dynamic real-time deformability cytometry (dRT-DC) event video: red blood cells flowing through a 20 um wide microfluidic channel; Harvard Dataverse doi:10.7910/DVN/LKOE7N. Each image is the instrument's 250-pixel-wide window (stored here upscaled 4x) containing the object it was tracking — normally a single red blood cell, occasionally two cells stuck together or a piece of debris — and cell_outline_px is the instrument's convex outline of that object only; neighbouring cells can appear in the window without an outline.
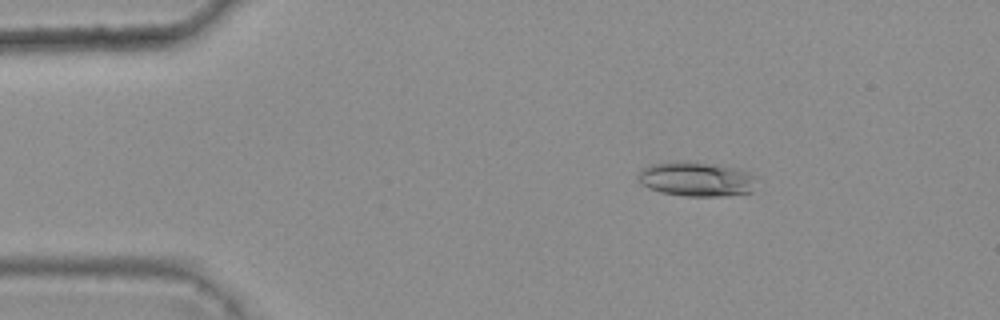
{"species": "common noctule bat (a hibernating species)", "species_latin": "Nyctalus noctula", "temperature_condition": "warm", "stored_images_in_passage": 3, "camera_frame_rate_fps": 3000, "um_per_image_px": 0.085, "animal": {"sex": "female", "body_mass_g": 25.1}, "frame": {"image": 1, "passage_image": 2, "time_ms": 0.333, "image_size_px": [1000, 320], "cell_outline_px": [[752, 192], [720, 196], [684, 196], [660, 192], [648, 188], [640, 184], [640, 168], [652, 164], [676, 160], [696, 160], [720, 164], [736, 168], [748, 172], [752, 176]], "centroid_in_image_um": [59.12, 15.19], "position_along_channel_um": 25.9, "area_um2": 24.04}}